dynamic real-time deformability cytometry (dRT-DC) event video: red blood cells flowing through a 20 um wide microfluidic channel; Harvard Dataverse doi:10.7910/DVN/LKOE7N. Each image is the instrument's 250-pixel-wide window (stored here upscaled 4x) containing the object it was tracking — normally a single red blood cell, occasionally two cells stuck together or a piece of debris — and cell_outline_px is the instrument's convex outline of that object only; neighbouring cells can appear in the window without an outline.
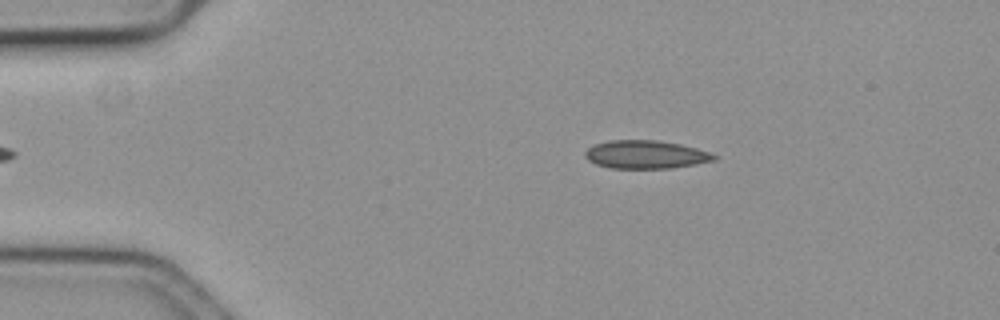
{"species": "common noctule bat (a hibernating species)", "species_latin": "Nyctalus noctula", "temperature_condition": "cold", "stored_images_in_passage": 40, "camera_frame_rate_fps": 3000, "um_per_image_px": 0.085, "animal": {"sex": "female", "body_mass_g": 19.3, "forearm_length_mm": 54.1}, "frame": {"image": 1, "passage_image": 2, "time_ms": 0.333, "image_size_px": [1000, 320], "cell_outline_px": [[716, 160], [696, 164], [672, 168], [612, 168], [596, 164], [588, 160], [584, 156], [584, 152], [588, 148], [596, 144], [608, 140], [656, 140], [680, 144], [696, 148], [708, 152], [716, 156]], "centroid_in_image_um": [54.87, 13.13], "position_along_channel_um": 30.1, "area_um2": 21.1}}
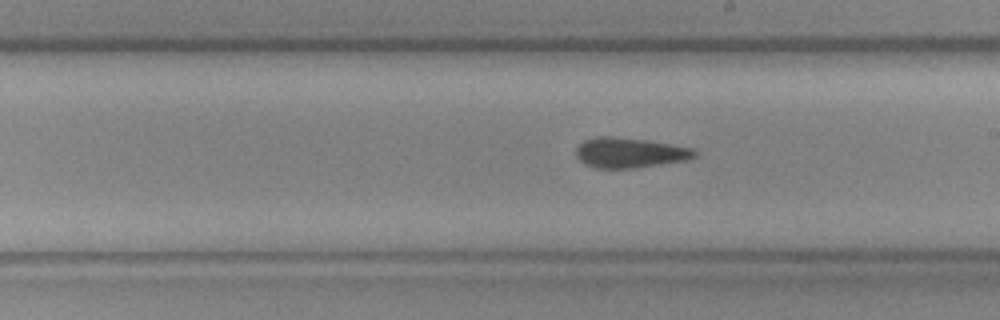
{"frame": {"image": 2, "passage_image": 24, "time_ms": 7.667, "image_size_px": [1000, 320], "cell_outline_px": [[696, 156], [688, 160], [636, 168], [596, 168], [584, 164], [576, 156], [576, 148], [584, 140], [596, 136], [612, 136], [648, 140], [692, 148], [696, 152]], "centroid_in_image_um": [53.51, 12.98], "position_along_channel_um": 235.5, "area_um2": 20.92}}
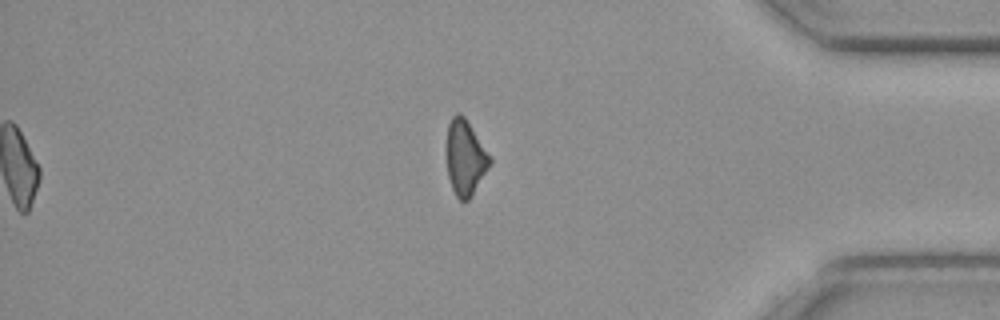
{"frame": {"image": 3, "passage_image": 40, "time_ms": 13.0, "image_size_px": [1000, 320], "cell_outline_px": [[492, 164], [472, 196], [468, 200], [460, 200], [456, 196], [452, 188], [448, 176], [444, 148], [448, 124], [452, 116], [456, 112], [460, 112], [464, 116], [492, 160]], "centroid_in_image_um": [39.5, 13.4], "position_along_channel_um": 395.7, "area_um2": 19.36}, "authors_computed_cell_mechanics": {"area_um2": 20.9814, "velocity_mm_per_s": 3.5872, "shape_relaxation_time_tau1_ms": null, "shape_relaxation_time_tau2_ms": 6.6455, "deformation_change_tau1": null, "deformation_change_tau2": 0.1132}}